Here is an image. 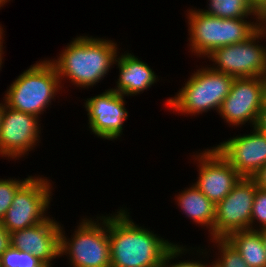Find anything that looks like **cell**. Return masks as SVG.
<instances>
[{
	"label": "cell",
	"instance_id": "f546056e",
	"mask_svg": "<svg viewBox=\"0 0 266 267\" xmlns=\"http://www.w3.org/2000/svg\"><path fill=\"white\" fill-rule=\"evenodd\" d=\"M6 105L4 99H3V102L0 103V127H1V119H2V115H3V109H4V106Z\"/></svg>",
	"mask_w": 266,
	"mask_h": 267
},
{
	"label": "cell",
	"instance_id": "e575fe53",
	"mask_svg": "<svg viewBox=\"0 0 266 267\" xmlns=\"http://www.w3.org/2000/svg\"><path fill=\"white\" fill-rule=\"evenodd\" d=\"M211 263H212V264L209 263V265H207V267H218L217 264H215V263H213V262H211Z\"/></svg>",
	"mask_w": 266,
	"mask_h": 267
},
{
	"label": "cell",
	"instance_id": "f1b7e54d",
	"mask_svg": "<svg viewBox=\"0 0 266 267\" xmlns=\"http://www.w3.org/2000/svg\"><path fill=\"white\" fill-rule=\"evenodd\" d=\"M260 234H261V237L263 239V243H264L265 250H266V229L260 230Z\"/></svg>",
	"mask_w": 266,
	"mask_h": 267
},
{
	"label": "cell",
	"instance_id": "484cf974",
	"mask_svg": "<svg viewBox=\"0 0 266 267\" xmlns=\"http://www.w3.org/2000/svg\"><path fill=\"white\" fill-rule=\"evenodd\" d=\"M251 178L255 181L258 188L266 190V165L261 167Z\"/></svg>",
	"mask_w": 266,
	"mask_h": 267
},
{
	"label": "cell",
	"instance_id": "e0dca14e",
	"mask_svg": "<svg viewBox=\"0 0 266 267\" xmlns=\"http://www.w3.org/2000/svg\"><path fill=\"white\" fill-rule=\"evenodd\" d=\"M179 209L183 214L192 219L194 223L206 226L211 239H214V221L216 205L209 200L196 186L191 185L185 188L181 193L175 195Z\"/></svg>",
	"mask_w": 266,
	"mask_h": 267
},
{
	"label": "cell",
	"instance_id": "3957f363",
	"mask_svg": "<svg viewBox=\"0 0 266 267\" xmlns=\"http://www.w3.org/2000/svg\"><path fill=\"white\" fill-rule=\"evenodd\" d=\"M187 13L189 48L192 54L201 58H206L216 48L246 41L261 27L262 22L247 21L249 17H213L195 8Z\"/></svg>",
	"mask_w": 266,
	"mask_h": 267
},
{
	"label": "cell",
	"instance_id": "cb8c5ba5",
	"mask_svg": "<svg viewBox=\"0 0 266 267\" xmlns=\"http://www.w3.org/2000/svg\"><path fill=\"white\" fill-rule=\"evenodd\" d=\"M186 246L183 245H178V244H174L165 254L164 256V260L162 263L161 267H207L208 263L205 264V262L203 261H198V260H185V261H180L177 263H172V260H174L175 258L177 259V257H181L182 254H187V252H189L191 249H187L185 248Z\"/></svg>",
	"mask_w": 266,
	"mask_h": 267
},
{
	"label": "cell",
	"instance_id": "d6986e66",
	"mask_svg": "<svg viewBox=\"0 0 266 267\" xmlns=\"http://www.w3.org/2000/svg\"><path fill=\"white\" fill-rule=\"evenodd\" d=\"M208 10L201 9L204 13L219 18H245L262 21V18L254 12L253 0H208Z\"/></svg>",
	"mask_w": 266,
	"mask_h": 267
},
{
	"label": "cell",
	"instance_id": "52a82bcc",
	"mask_svg": "<svg viewBox=\"0 0 266 267\" xmlns=\"http://www.w3.org/2000/svg\"><path fill=\"white\" fill-rule=\"evenodd\" d=\"M266 37L261 26L246 41L213 50L207 58L213 63V70L234 78L264 77L266 74V47L259 40Z\"/></svg>",
	"mask_w": 266,
	"mask_h": 267
},
{
	"label": "cell",
	"instance_id": "7a4b0ae2",
	"mask_svg": "<svg viewBox=\"0 0 266 267\" xmlns=\"http://www.w3.org/2000/svg\"><path fill=\"white\" fill-rule=\"evenodd\" d=\"M92 37L82 35L73 38L57 59L49 60L57 70L60 84L69 79L77 87L93 88L115 65L119 53L117 43Z\"/></svg>",
	"mask_w": 266,
	"mask_h": 267
},
{
	"label": "cell",
	"instance_id": "6da1fadb",
	"mask_svg": "<svg viewBox=\"0 0 266 267\" xmlns=\"http://www.w3.org/2000/svg\"><path fill=\"white\" fill-rule=\"evenodd\" d=\"M122 207L108 216L111 267H161L175 244L139 226Z\"/></svg>",
	"mask_w": 266,
	"mask_h": 267
},
{
	"label": "cell",
	"instance_id": "836d02e7",
	"mask_svg": "<svg viewBox=\"0 0 266 267\" xmlns=\"http://www.w3.org/2000/svg\"><path fill=\"white\" fill-rule=\"evenodd\" d=\"M10 2V0H0V7H3L6 3Z\"/></svg>",
	"mask_w": 266,
	"mask_h": 267
},
{
	"label": "cell",
	"instance_id": "4dcf8cb0",
	"mask_svg": "<svg viewBox=\"0 0 266 267\" xmlns=\"http://www.w3.org/2000/svg\"><path fill=\"white\" fill-rule=\"evenodd\" d=\"M4 45H2L1 47H0V70L2 69L1 67L3 66L2 64H3V62H2V60H3V54H4V52H3V49H4V47H3Z\"/></svg>",
	"mask_w": 266,
	"mask_h": 267
},
{
	"label": "cell",
	"instance_id": "2e32d148",
	"mask_svg": "<svg viewBox=\"0 0 266 267\" xmlns=\"http://www.w3.org/2000/svg\"><path fill=\"white\" fill-rule=\"evenodd\" d=\"M125 52L116 58L115 65L118 66L119 77L115 88H111L124 97L143 93L159 81L158 76L146 62L127 51Z\"/></svg>",
	"mask_w": 266,
	"mask_h": 267
},
{
	"label": "cell",
	"instance_id": "7c38bea8",
	"mask_svg": "<svg viewBox=\"0 0 266 267\" xmlns=\"http://www.w3.org/2000/svg\"><path fill=\"white\" fill-rule=\"evenodd\" d=\"M87 112L91 133L104 140H117L123 133V123L128 119L124 96L111 88L87 98L83 105ZM117 138V139H116Z\"/></svg>",
	"mask_w": 266,
	"mask_h": 267
},
{
	"label": "cell",
	"instance_id": "ac0fdd59",
	"mask_svg": "<svg viewBox=\"0 0 266 267\" xmlns=\"http://www.w3.org/2000/svg\"><path fill=\"white\" fill-rule=\"evenodd\" d=\"M249 267H266V250L260 230H242L226 238Z\"/></svg>",
	"mask_w": 266,
	"mask_h": 267
},
{
	"label": "cell",
	"instance_id": "8992f818",
	"mask_svg": "<svg viewBox=\"0 0 266 267\" xmlns=\"http://www.w3.org/2000/svg\"><path fill=\"white\" fill-rule=\"evenodd\" d=\"M96 218L82 219L70 239L61 226L60 257L66 255L70 266L111 267L108 215Z\"/></svg>",
	"mask_w": 266,
	"mask_h": 267
},
{
	"label": "cell",
	"instance_id": "30bf717a",
	"mask_svg": "<svg viewBox=\"0 0 266 267\" xmlns=\"http://www.w3.org/2000/svg\"><path fill=\"white\" fill-rule=\"evenodd\" d=\"M265 98L263 77L235 78L218 114L232 127L248 121L255 127Z\"/></svg>",
	"mask_w": 266,
	"mask_h": 267
},
{
	"label": "cell",
	"instance_id": "603a6c76",
	"mask_svg": "<svg viewBox=\"0 0 266 267\" xmlns=\"http://www.w3.org/2000/svg\"><path fill=\"white\" fill-rule=\"evenodd\" d=\"M255 223L257 225L259 223V226L256 227ZM250 229L251 230L266 229V190L258 187L255 192L254 202L252 206Z\"/></svg>",
	"mask_w": 266,
	"mask_h": 267
},
{
	"label": "cell",
	"instance_id": "ba28073f",
	"mask_svg": "<svg viewBox=\"0 0 266 267\" xmlns=\"http://www.w3.org/2000/svg\"><path fill=\"white\" fill-rule=\"evenodd\" d=\"M52 184L42 176H31L16 192L11 206L2 220L11 233L45 221L52 200ZM51 196V197H50ZM46 212V213H45Z\"/></svg>",
	"mask_w": 266,
	"mask_h": 267
},
{
	"label": "cell",
	"instance_id": "5b68a950",
	"mask_svg": "<svg viewBox=\"0 0 266 267\" xmlns=\"http://www.w3.org/2000/svg\"><path fill=\"white\" fill-rule=\"evenodd\" d=\"M235 78L231 75L202 67L192 73L184 86L167 99L165 106L182 115H199L211 109L219 112L223 100L230 92Z\"/></svg>",
	"mask_w": 266,
	"mask_h": 267
},
{
	"label": "cell",
	"instance_id": "ffe728a7",
	"mask_svg": "<svg viewBox=\"0 0 266 267\" xmlns=\"http://www.w3.org/2000/svg\"><path fill=\"white\" fill-rule=\"evenodd\" d=\"M211 242H215L214 246H217L219 252L217 253L218 258L213 262L218 265V267H249L241 254L236 250V248L227 239H210ZM220 253V254H219Z\"/></svg>",
	"mask_w": 266,
	"mask_h": 267
},
{
	"label": "cell",
	"instance_id": "9a60e30c",
	"mask_svg": "<svg viewBox=\"0 0 266 267\" xmlns=\"http://www.w3.org/2000/svg\"><path fill=\"white\" fill-rule=\"evenodd\" d=\"M60 228L58 221L48 217L45 221L10 233L11 246L28 252L52 267L56 257L60 258Z\"/></svg>",
	"mask_w": 266,
	"mask_h": 267
},
{
	"label": "cell",
	"instance_id": "44dd1931",
	"mask_svg": "<svg viewBox=\"0 0 266 267\" xmlns=\"http://www.w3.org/2000/svg\"><path fill=\"white\" fill-rule=\"evenodd\" d=\"M0 267H46L34 255L10 246L0 257Z\"/></svg>",
	"mask_w": 266,
	"mask_h": 267
},
{
	"label": "cell",
	"instance_id": "5bb4252c",
	"mask_svg": "<svg viewBox=\"0 0 266 267\" xmlns=\"http://www.w3.org/2000/svg\"><path fill=\"white\" fill-rule=\"evenodd\" d=\"M241 177L251 178L266 165V134L256 127L214 146Z\"/></svg>",
	"mask_w": 266,
	"mask_h": 267
},
{
	"label": "cell",
	"instance_id": "d6a6232c",
	"mask_svg": "<svg viewBox=\"0 0 266 267\" xmlns=\"http://www.w3.org/2000/svg\"><path fill=\"white\" fill-rule=\"evenodd\" d=\"M261 26L264 28V30L266 31V18H263L262 19V22H261ZM266 39V38H265Z\"/></svg>",
	"mask_w": 266,
	"mask_h": 267
},
{
	"label": "cell",
	"instance_id": "8fae6325",
	"mask_svg": "<svg viewBox=\"0 0 266 267\" xmlns=\"http://www.w3.org/2000/svg\"><path fill=\"white\" fill-rule=\"evenodd\" d=\"M40 121L34 115L5 105L0 127V157L19 160L28 155L39 143L42 129Z\"/></svg>",
	"mask_w": 266,
	"mask_h": 267
},
{
	"label": "cell",
	"instance_id": "277c9868",
	"mask_svg": "<svg viewBox=\"0 0 266 267\" xmlns=\"http://www.w3.org/2000/svg\"><path fill=\"white\" fill-rule=\"evenodd\" d=\"M62 87L55 66L45 59L22 72L3 98L6 106L39 118Z\"/></svg>",
	"mask_w": 266,
	"mask_h": 267
},
{
	"label": "cell",
	"instance_id": "4316f807",
	"mask_svg": "<svg viewBox=\"0 0 266 267\" xmlns=\"http://www.w3.org/2000/svg\"><path fill=\"white\" fill-rule=\"evenodd\" d=\"M255 127L266 134V97L264 98L263 106L261 107V110L259 112V116L257 119V123Z\"/></svg>",
	"mask_w": 266,
	"mask_h": 267
},
{
	"label": "cell",
	"instance_id": "83f0119b",
	"mask_svg": "<svg viewBox=\"0 0 266 267\" xmlns=\"http://www.w3.org/2000/svg\"><path fill=\"white\" fill-rule=\"evenodd\" d=\"M254 12L257 13L262 19L266 18V0H253Z\"/></svg>",
	"mask_w": 266,
	"mask_h": 267
},
{
	"label": "cell",
	"instance_id": "4fadbf2b",
	"mask_svg": "<svg viewBox=\"0 0 266 267\" xmlns=\"http://www.w3.org/2000/svg\"><path fill=\"white\" fill-rule=\"evenodd\" d=\"M199 175L195 186L215 205L232 190L241 176L213 146L196 153Z\"/></svg>",
	"mask_w": 266,
	"mask_h": 267
},
{
	"label": "cell",
	"instance_id": "d590c367",
	"mask_svg": "<svg viewBox=\"0 0 266 267\" xmlns=\"http://www.w3.org/2000/svg\"><path fill=\"white\" fill-rule=\"evenodd\" d=\"M263 79H264V83H265V97H266V74H265V76L263 77Z\"/></svg>",
	"mask_w": 266,
	"mask_h": 267
},
{
	"label": "cell",
	"instance_id": "1f68e13d",
	"mask_svg": "<svg viewBox=\"0 0 266 267\" xmlns=\"http://www.w3.org/2000/svg\"><path fill=\"white\" fill-rule=\"evenodd\" d=\"M3 31H4V30H3V27L0 25V47L3 45V41H4V40H3V37H4V36H3V35H4V34H3V33H4Z\"/></svg>",
	"mask_w": 266,
	"mask_h": 267
},
{
	"label": "cell",
	"instance_id": "d4e9b609",
	"mask_svg": "<svg viewBox=\"0 0 266 267\" xmlns=\"http://www.w3.org/2000/svg\"><path fill=\"white\" fill-rule=\"evenodd\" d=\"M11 246L10 233L3 226L2 221H0V257L3 252Z\"/></svg>",
	"mask_w": 266,
	"mask_h": 267
},
{
	"label": "cell",
	"instance_id": "7402d4cb",
	"mask_svg": "<svg viewBox=\"0 0 266 267\" xmlns=\"http://www.w3.org/2000/svg\"><path fill=\"white\" fill-rule=\"evenodd\" d=\"M19 179H0V221L6 215L7 209L11 206L17 190L30 178Z\"/></svg>",
	"mask_w": 266,
	"mask_h": 267
},
{
	"label": "cell",
	"instance_id": "9c48e42d",
	"mask_svg": "<svg viewBox=\"0 0 266 267\" xmlns=\"http://www.w3.org/2000/svg\"><path fill=\"white\" fill-rule=\"evenodd\" d=\"M257 186L252 178L241 177L231 192L216 204L214 239L250 229L252 206Z\"/></svg>",
	"mask_w": 266,
	"mask_h": 267
}]
</instances>
